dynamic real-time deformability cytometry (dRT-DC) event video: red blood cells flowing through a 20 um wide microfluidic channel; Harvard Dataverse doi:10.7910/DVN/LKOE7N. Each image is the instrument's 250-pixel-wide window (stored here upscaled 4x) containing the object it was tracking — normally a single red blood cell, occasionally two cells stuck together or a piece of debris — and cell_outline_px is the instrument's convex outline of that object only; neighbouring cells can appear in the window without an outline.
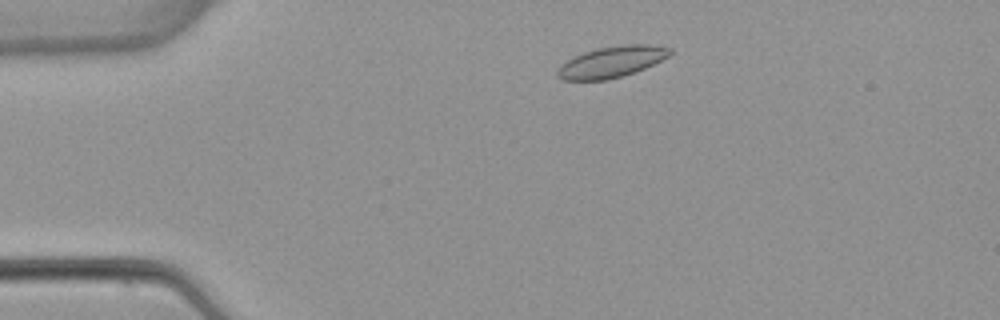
{"species": "common noctule bat (a hibernating species)", "species_latin": "Nyctalus noctula", "temperature_condition": "warm", "stored_images_in_passage": 4, "camera_frame_rate_fps": 3000, "um_per_image_px": 0.085, "animal": {"sex": "female", "body_mass_g": 22.7, "forearm_length_mm": 54.2}, "frame": {"image": 1, "passage_image": 2, "time_ms": 1.333, "image_size_px": [1000, 320], "cell_outline_px": [[672, 52], [668, 56], [644, 68], [620, 76], [604, 80], [564, 80], [556, 76], [556, 72], [560, 64], [584, 52], [596, 48], [624, 44], [648, 44], [672, 48]], "centroid_in_image_um": [51.96, 5.25], "position_along_channel_um": 33.0, "area_um2": 20.17}}
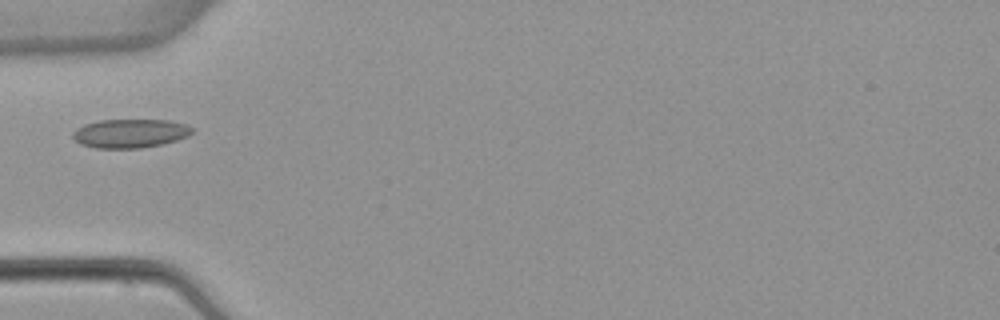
{"frame": {"image": 2, "passage_image": 3, "time_ms": 3.667, "image_size_px": [1000, 320], "cell_outline_px": [[196, 128], [188, 136], [176, 140], [160, 144], [140, 148], [96, 148], [80, 144], [72, 136], [72, 132], [76, 128], [84, 124], [100, 120], [168, 120], [188, 124]], "centroid_in_image_um": [11.07, 11.33], "position_along_channel_um": 73.9, "area_um2": 20.11}}
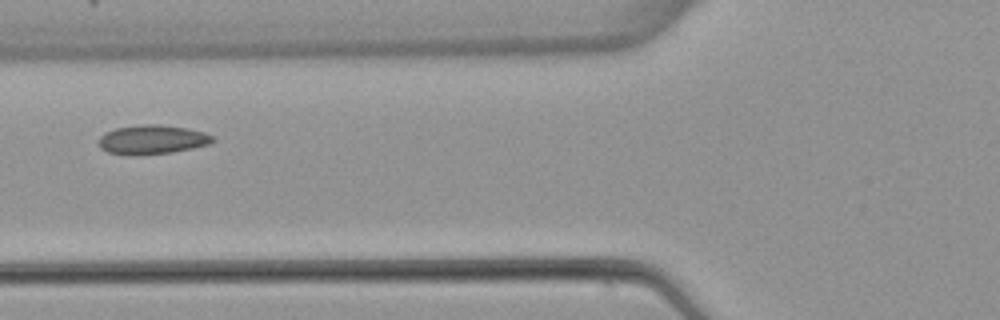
{"frame": {"image": 3, "passage_image": 4, "time_ms": 4.667, "image_size_px": [1000, 320], "cell_outline_px": [[216, 140], [208, 144], [192, 148], [172, 152], [136, 156], [128, 156], [108, 152], [100, 148], [100, 136], [104, 132], [116, 128], [144, 124], [160, 124], [188, 128], [204, 132], [212, 136]], "centroid_in_image_um": [12.92, 11.87], "position_along_channel_um": 112.9, "area_um2": 19.54}}